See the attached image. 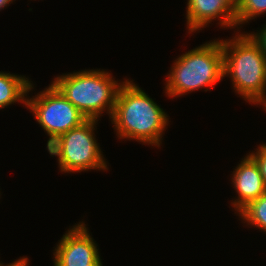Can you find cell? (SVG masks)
Segmentation results:
<instances>
[{
	"label": "cell",
	"instance_id": "6da1fadb",
	"mask_svg": "<svg viewBox=\"0 0 266 266\" xmlns=\"http://www.w3.org/2000/svg\"><path fill=\"white\" fill-rule=\"evenodd\" d=\"M168 119L167 113L144 90L133 81L123 82L111 116L118 138L159 147Z\"/></svg>",
	"mask_w": 266,
	"mask_h": 266
},
{
	"label": "cell",
	"instance_id": "7a4b0ae2",
	"mask_svg": "<svg viewBox=\"0 0 266 266\" xmlns=\"http://www.w3.org/2000/svg\"><path fill=\"white\" fill-rule=\"evenodd\" d=\"M223 77L231 78L233 88L244 100L262 104L266 100V57L259 45L247 34L221 40Z\"/></svg>",
	"mask_w": 266,
	"mask_h": 266
},
{
	"label": "cell",
	"instance_id": "3957f363",
	"mask_svg": "<svg viewBox=\"0 0 266 266\" xmlns=\"http://www.w3.org/2000/svg\"><path fill=\"white\" fill-rule=\"evenodd\" d=\"M111 75L100 69L81 70L57 76L52 84L87 119L98 120L105 110L111 118L119 88L123 84Z\"/></svg>",
	"mask_w": 266,
	"mask_h": 266
},
{
	"label": "cell",
	"instance_id": "277c9868",
	"mask_svg": "<svg viewBox=\"0 0 266 266\" xmlns=\"http://www.w3.org/2000/svg\"><path fill=\"white\" fill-rule=\"evenodd\" d=\"M223 78V51L218 39L185 52L174 61L165 93L179 97L202 87L210 88Z\"/></svg>",
	"mask_w": 266,
	"mask_h": 266
},
{
	"label": "cell",
	"instance_id": "5b68a950",
	"mask_svg": "<svg viewBox=\"0 0 266 266\" xmlns=\"http://www.w3.org/2000/svg\"><path fill=\"white\" fill-rule=\"evenodd\" d=\"M97 121L87 119L81 125L59 136L47 147L50 156L58 157L61 172L108 170L94 134Z\"/></svg>",
	"mask_w": 266,
	"mask_h": 266
},
{
	"label": "cell",
	"instance_id": "8992f818",
	"mask_svg": "<svg viewBox=\"0 0 266 266\" xmlns=\"http://www.w3.org/2000/svg\"><path fill=\"white\" fill-rule=\"evenodd\" d=\"M26 106L48 134L47 147L59 136L87 120L52 83L33 98L27 97Z\"/></svg>",
	"mask_w": 266,
	"mask_h": 266
},
{
	"label": "cell",
	"instance_id": "52a82bcc",
	"mask_svg": "<svg viewBox=\"0 0 266 266\" xmlns=\"http://www.w3.org/2000/svg\"><path fill=\"white\" fill-rule=\"evenodd\" d=\"M84 222L69 228L55 248L54 266H94L101 259Z\"/></svg>",
	"mask_w": 266,
	"mask_h": 266
},
{
	"label": "cell",
	"instance_id": "ba28073f",
	"mask_svg": "<svg viewBox=\"0 0 266 266\" xmlns=\"http://www.w3.org/2000/svg\"><path fill=\"white\" fill-rule=\"evenodd\" d=\"M188 32L202 30L216 18L221 27H236V0H188L187 3Z\"/></svg>",
	"mask_w": 266,
	"mask_h": 266
},
{
	"label": "cell",
	"instance_id": "9c48e42d",
	"mask_svg": "<svg viewBox=\"0 0 266 266\" xmlns=\"http://www.w3.org/2000/svg\"><path fill=\"white\" fill-rule=\"evenodd\" d=\"M232 175L233 188L238 193V198L231 204L239 213L250 202L266 193V185L258 165L249 155L242 158Z\"/></svg>",
	"mask_w": 266,
	"mask_h": 266
},
{
	"label": "cell",
	"instance_id": "30bf717a",
	"mask_svg": "<svg viewBox=\"0 0 266 266\" xmlns=\"http://www.w3.org/2000/svg\"><path fill=\"white\" fill-rule=\"evenodd\" d=\"M33 83L25 76L13 75L0 71V109L15 102L25 104L27 93L33 89Z\"/></svg>",
	"mask_w": 266,
	"mask_h": 266
},
{
	"label": "cell",
	"instance_id": "8fae6325",
	"mask_svg": "<svg viewBox=\"0 0 266 266\" xmlns=\"http://www.w3.org/2000/svg\"><path fill=\"white\" fill-rule=\"evenodd\" d=\"M240 218L249 226L257 227L266 232V193L250 202L239 213Z\"/></svg>",
	"mask_w": 266,
	"mask_h": 266
},
{
	"label": "cell",
	"instance_id": "7c38bea8",
	"mask_svg": "<svg viewBox=\"0 0 266 266\" xmlns=\"http://www.w3.org/2000/svg\"><path fill=\"white\" fill-rule=\"evenodd\" d=\"M266 13V0H236V27Z\"/></svg>",
	"mask_w": 266,
	"mask_h": 266
},
{
	"label": "cell",
	"instance_id": "4fadbf2b",
	"mask_svg": "<svg viewBox=\"0 0 266 266\" xmlns=\"http://www.w3.org/2000/svg\"><path fill=\"white\" fill-rule=\"evenodd\" d=\"M257 152L248 154L258 165L263 181L266 185V144L259 145Z\"/></svg>",
	"mask_w": 266,
	"mask_h": 266
},
{
	"label": "cell",
	"instance_id": "5bb4252c",
	"mask_svg": "<svg viewBox=\"0 0 266 266\" xmlns=\"http://www.w3.org/2000/svg\"><path fill=\"white\" fill-rule=\"evenodd\" d=\"M265 27H262L263 29L260 30V32L256 33H248L252 39L259 45L261 48V51L263 52L264 56L266 57V24Z\"/></svg>",
	"mask_w": 266,
	"mask_h": 266
},
{
	"label": "cell",
	"instance_id": "9a60e30c",
	"mask_svg": "<svg viewBox=\"0 0 266 266\" xmlns=\"http://www.w3.org/2000/svg\"><path fill=\"white\" fill-rule=\"evenodd\" d=\"M28 258L27 257H22L16 261H14L13 263L7 264V265H3L0 264V266H28Z\"/></svg>",
	"mask_w": 266,
	"mask_h": 266
},
{
	"label": "cell",
	"instance_id": "2e32d148",
	"mask_svg": "<svg viewBox=\"0 0 266 266\" xmlns=\"http://www.w3.org/2000/svg\"><path fill=\"white\" fill-rule=\"evenodd\" d=\"M15 1V0H14ZM13 0H0V10L7 7V5L12 3Z\"/></svg>",
	"mask_w": 266,
	"mask_h": 266
},
{
	"label": "cell",
	"instance_id": "e0dca14e",
	"mask_svg": "<svg viewBox=\"0 0 266 266\" xmlns=\"http://www.w3.org/2000/svg\"><path fill=\"white\" fill-rule=\"evenodd\" d=\"M262 106H264V107H262V108H264V110L266 109V100L261 104ZM266 111V110H265Z\"/></svg>",
	"mask_w": 266,
	"mask_h": 266
},
{
	"label": "cell",
	"instance_id": "ac0fdd59",
	"mask_svg": "<svg viewBox=\"0 0 266 266\" xmlns=\"http://www.w3.org/2000/svg\"><path fill=\"white\" fill-rule=\"evenodd\" d=\"M94 266H102V261L100 260L96 265Z\"/></svg>",
	"mask_w": 266,
	"mask_h": 266
}]
</instances>
